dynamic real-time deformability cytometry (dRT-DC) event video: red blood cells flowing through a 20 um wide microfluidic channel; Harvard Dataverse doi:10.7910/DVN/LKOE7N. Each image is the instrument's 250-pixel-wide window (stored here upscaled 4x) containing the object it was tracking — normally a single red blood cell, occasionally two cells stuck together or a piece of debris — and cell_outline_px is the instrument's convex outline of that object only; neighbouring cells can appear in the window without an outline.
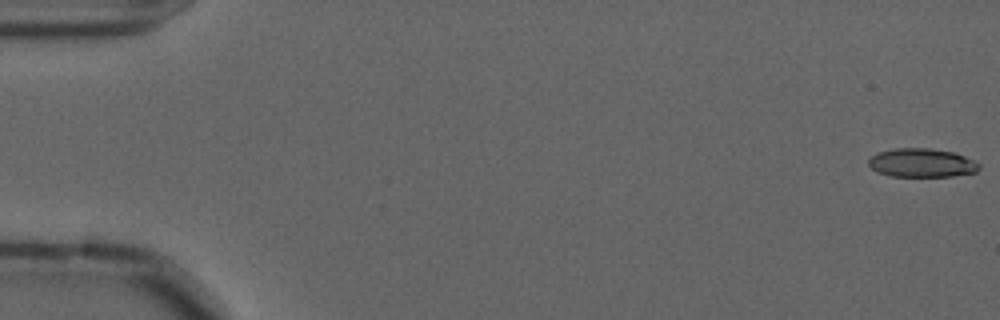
{"species": "common noctule bat (a hibernating species)", "species_latin": "Nyctalus noctula", "temperature_condition": "cold", "stored_images_in_passage": 7, "camera_frame_rate_fps": 3000, "um_per_image_px": 0.085, "animal": {"sex": "male", "forearm_length_mm": 52.5}, "frame": {"image": 1, "passage_image": 1, "time_ms": 0.0, "image_size_px": [1000, 320], "cell_outline_px": [[980, 168], [976, 172], [952, 176], [892, 176], [876, 172], [868, 164], [868, 160], [876, 152], [896, 148], [928, 148], [956, 152], [976, 160], [980, 164]], "centroid_in_image_um": [78.38, 13.83], "position_along_channel_um": 6.6, "area_um2": 18.73}}